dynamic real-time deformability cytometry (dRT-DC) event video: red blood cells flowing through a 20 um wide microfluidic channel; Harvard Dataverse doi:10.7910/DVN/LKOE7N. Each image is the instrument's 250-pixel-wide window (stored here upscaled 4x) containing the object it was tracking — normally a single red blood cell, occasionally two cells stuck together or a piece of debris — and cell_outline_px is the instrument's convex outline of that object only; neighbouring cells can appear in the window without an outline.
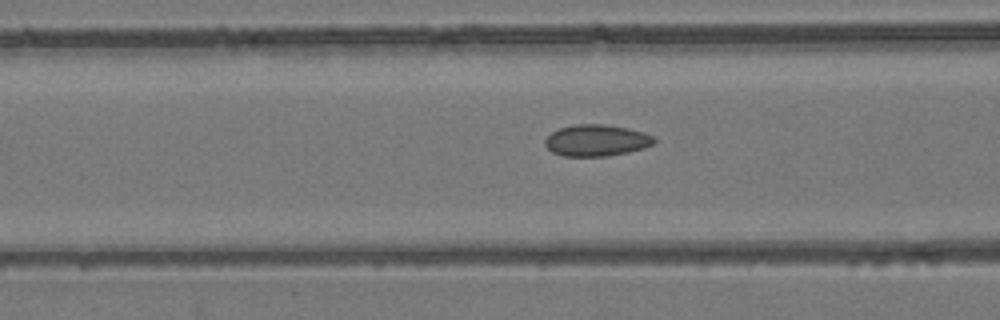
{"species": "common noctule bat (a hibernating species)", "species_latin": "Nyctalus noctula", "temperature_condition": "room temperature", "stored_images_in_passage": 56, "camera_frame_rate_fps": 3000, "um_per_image_px": 0.085, "animal": {"sex": "female", "body_mass_g": 24.6, "forearm_length_mm": 56.2}, "frame": {"image": 1, "passage_image": 23, "time_ms": 7.333, "image_size_px": [1000, 320], "cell_outline_px": [[656, 140], [652, 144], [644, 148], [628, 152], [608, 156], [564, 156], [552, 152], [544, 144], [544, 140], [552, 132], [560, 128], [576, 124], [604, 124], [628, 128], [644, 132], [652, 136]], "centroid_in_image_um": [50.69, 11.93], "position_along_channel_um": 115.9, "area_um2": 20.0}}
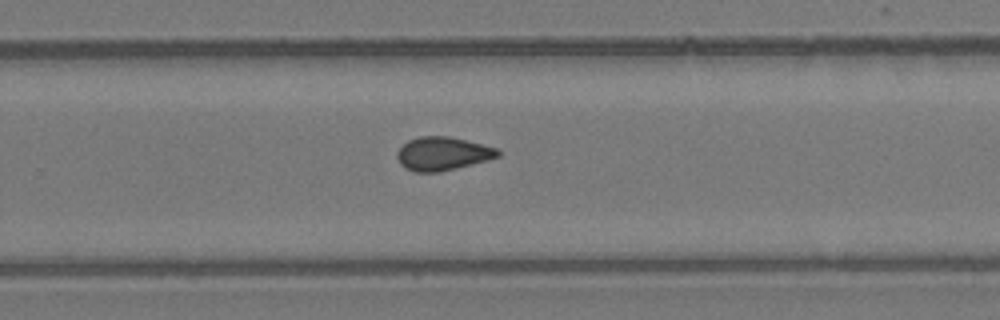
{"frame": {"image": 2, "passage_image": 37, "time_ms": 12.0, "image_size_px": [1000, 320], "cell_outline_px": [[500, 156], [488, 160], [440, 172], [416, 172], [404, 168], [400, 164], [396, 156], [396, 152], [408, 140], [420, 136], [448, 136], [496, 148], [500, 152]], "centroid_in_image_um": [37.59, 13.07], "position_along_channel_um": 292.2, "area_um2": 19.54}}
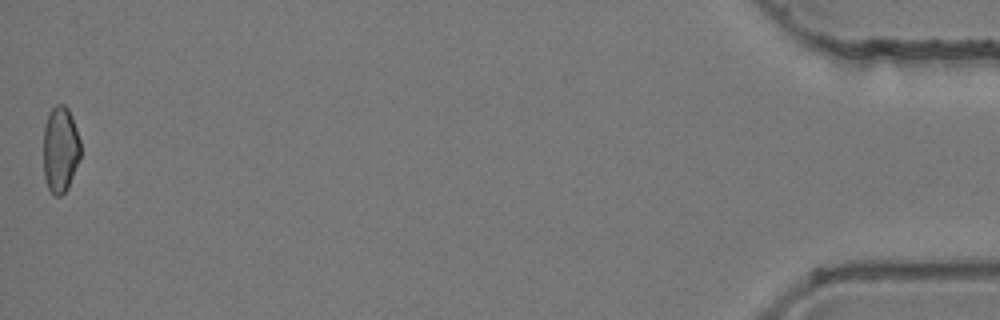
{"frame": {"image": 3, "passage_image": 56, "time_ms": 18.333, "image_size_px": [1000, 320], "cell_outline_px": [[80, 156], [68, 188], [60, 196], [56, 196], [48, 188], [44, 176], [44, 124], [48, 112], [56, 104], [64, 104], [68, 108], [72, 116], [80, 140]], "centroid_in_image_um": [5.12, 12.66], "position_along_channel_um": 430.1, "area_um2": 18.67}, "authors_computed_cell_mechanics": {"area_um2": 19.6231, "velocity_mm_per_s": 3.7801, "shape_relaxation_time_tau1_ms": null, "shape_relaxation_time_tau2_ms": 2.7414, "deformation_change_tau1": null, "deformation_change_tau2": 0.0735}}